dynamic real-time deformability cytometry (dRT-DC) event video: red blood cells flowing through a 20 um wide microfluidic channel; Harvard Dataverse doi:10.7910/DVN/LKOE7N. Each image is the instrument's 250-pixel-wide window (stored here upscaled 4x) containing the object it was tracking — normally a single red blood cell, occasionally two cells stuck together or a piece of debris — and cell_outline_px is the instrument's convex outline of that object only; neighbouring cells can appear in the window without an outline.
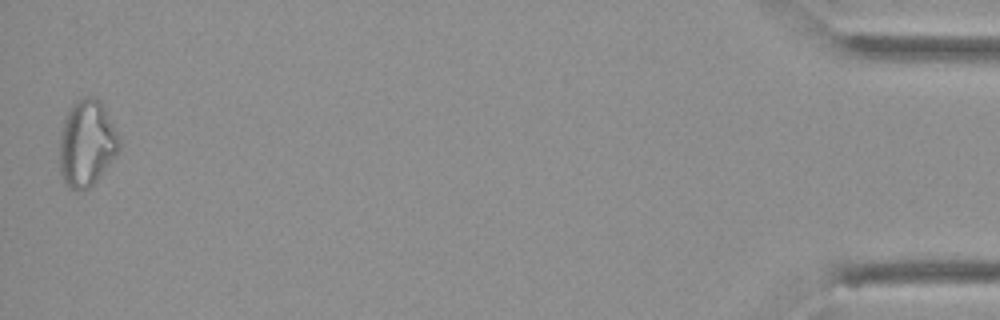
{"species": "Egyptian fruit bat (a non-hibernating species)", "species_latin": "Rousettus aegyptiacus", "temperature_condition": "cold", "stored_images_in_passage": 12, "camera_frame_rate_fps": 3000, "um_per_image_px": 0.085, "animal": {"sex": "female"}, "frame": {"image": 1, "passage_image": 12, "time_ms": 3.667, "image_size_px": [1000, 320], "cell_outline_px": [[120, 148], [96, 180], [88, 188], [68, 188], [60, 172], [60, 136], [64, 120], [72, 104], [76, 100], [84, 96], [92, 96], [100, 100], [120, 136]], "centroid_in_image_um": [7.37, 12.13], "position_along_channel_um": 427.8, "area_um2": 29.59}}